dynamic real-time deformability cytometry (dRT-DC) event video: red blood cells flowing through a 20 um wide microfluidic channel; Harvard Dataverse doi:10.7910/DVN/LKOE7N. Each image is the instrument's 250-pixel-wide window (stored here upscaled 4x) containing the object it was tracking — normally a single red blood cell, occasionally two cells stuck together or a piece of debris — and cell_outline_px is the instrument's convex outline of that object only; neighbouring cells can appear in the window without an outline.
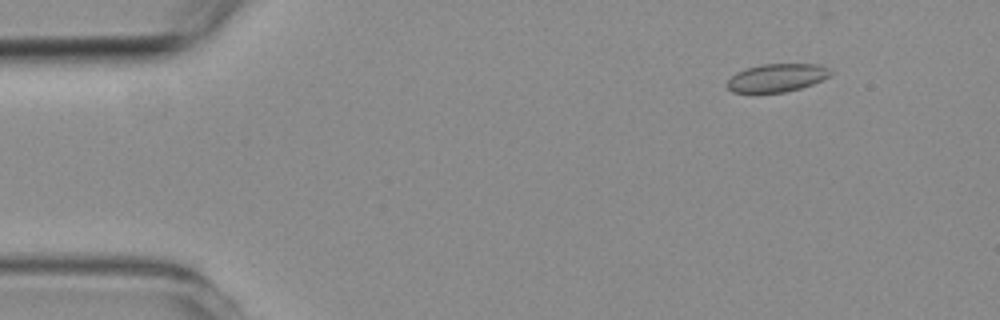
{"species": "common noctule bat (a hibernating species)", "species_latin": "Nyctalus noctula", "temperature_condition": "room temperature", "stored_images_in_passage": 6, "camera_frame_rate_fps": 3000, "um_per_image_px": 0.085, "animal": {"sex": "female", "body_mass_g": 19.3, "forearm_length_mm": 54.1}, "frame": {"image": 1, "passage_image": 2, "time_ms": 1.0, "image_size_px": [1000, 320], "cell_outline_px": [[832, 76], [812, 84], [800, 88], [784, 92], [756, 96], [732, 92], [728, 88], [728, 80], [736, 72], [748, 68], [764, 64], [816, 64], [828, 68], [832, 72]], "centroid_in_image_um": [66.0, 6.66], "position_along_channel_um": 19.0, "area_um2": 17.46}}
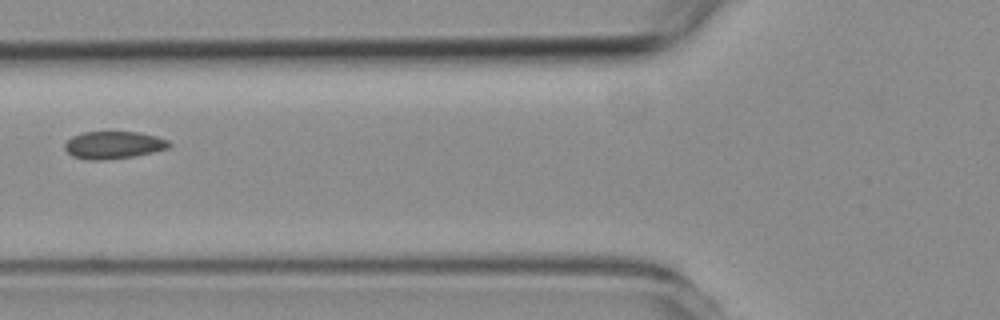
{"frame": {"image": 2, "passage_image": 5, "time_ms": 5.667, "image_size_px": [1000, 320], "cell_outline_px": [[172, 144], [168, 148], [152, 152], [132, 156], [104, 160], [88, 160], [72, 156], [64, 148], [64, 144], [72, 136], [84, 132], [136, 132], [156, 136], [168, 140]], "centroid_in_image_um": [9.63, 12.33], "position_along_channel_um": 116.2, "area_um2": 16.59}}
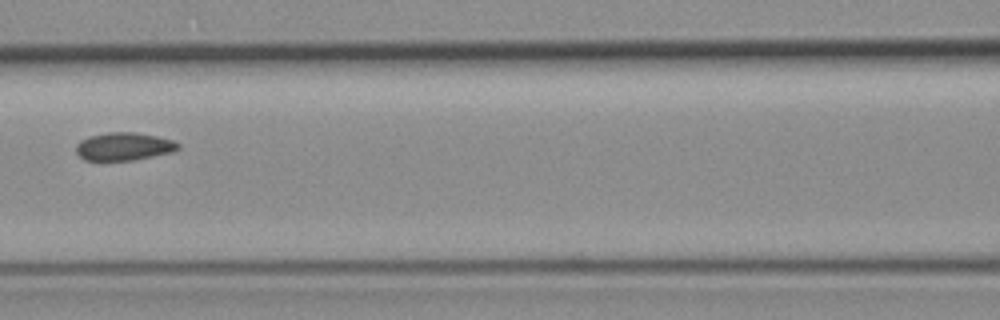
{"frame": {"image": 3, "passage_image": 6, "time_ms": 6.667, "image_size_px": [1000, 320], "cell_outline_px": [[180, 148], [172, 152], [132, 160], [84, 160], [76, 152], [76, 144], [80, 140], [88, 136], [108, 132], [132, 132], [156, 136], [172, 140], [180, 144]], "centroid_in_image_um": [10.51, 12.44], "position_along_channel_um": 156.1, "area_um2": 16.53}}